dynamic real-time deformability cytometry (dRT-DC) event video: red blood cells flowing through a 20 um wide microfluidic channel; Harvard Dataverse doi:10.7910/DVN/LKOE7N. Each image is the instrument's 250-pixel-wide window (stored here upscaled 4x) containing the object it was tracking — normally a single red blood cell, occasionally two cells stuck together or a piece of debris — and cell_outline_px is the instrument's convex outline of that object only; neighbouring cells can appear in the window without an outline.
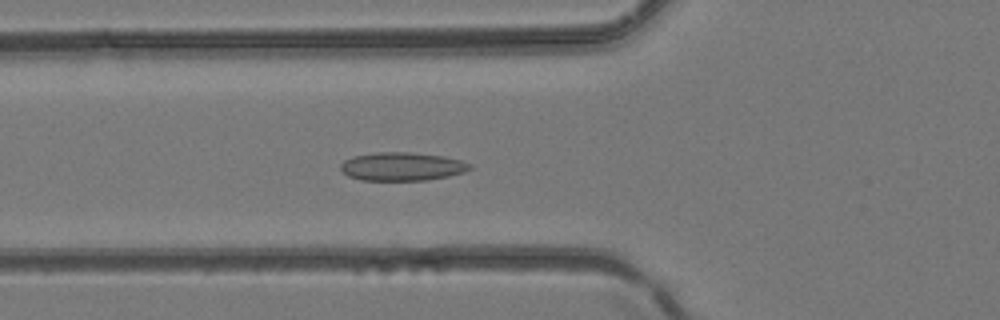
{"species": "common noctule bat (a hibernating species)", "species_latin": "Nyctalus noctula", "temperature_condition": "room temperature", "stored_images_in_passage": 28, "camera_frame_rate_fps": 3000, "um_per_image_px": 0.085, "animal": {"sex": "female", "body_mass_g": 24.6, "forearm_length_mm": 56.2}, "frame": {"image": 1, "passage_image": 2, "time_ms": 0.333, "image_size_px": [1000, 320], "cell_outline_px": [[472, 168], [464, 172], [448, 176], [424, 180], [360, 180], [348, 176], [340, 168], [340, 164], [344, 160], [352, 156], [376, 152], [408, 152], [444, 156], [460, 160], [472, 164]], "centroid_in_image_um": [34.16, 14.15], "position_along_channel_um": 91.6, "area_um2": 21.39}}
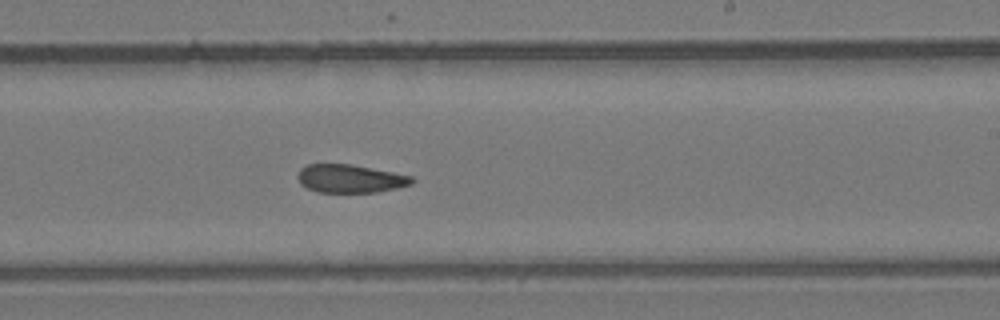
{"frame": {"image": 2, "passage_image": 12, "time_ms": 3.667, "image_size_px": [1000, 320], "cell_outline_px": [[416, 180], [412, 184], [396, 188], [376, 192], [316, 192], [300, 184], [296, 176], [300, 168], [308, 164], [352, 164], [412, 176]], "centroid_in_image_um": [29.74, 15.18], "position_along_channel_um": 259.3, "area_um2": 18.84}}
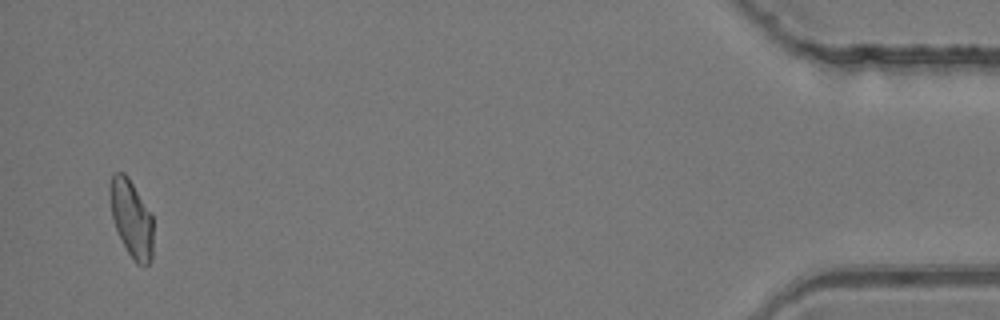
{"frame": {"image": 3, "passage_image": 27, "time_ms": 8.667, "image_size_px": [1000, 320], "cell_outline_px": [[152, 260], [148, 264], [136, 264], [128, 252], [116, 228], [112, 216], [108, 192], [108, 188], [112, 172], [124, 172], [128, 176], [152, 216]], "centroid_in_image_um": [11.14, 18.53], "position_along_channel_um": 424.1, "area_um2": 19.36}}